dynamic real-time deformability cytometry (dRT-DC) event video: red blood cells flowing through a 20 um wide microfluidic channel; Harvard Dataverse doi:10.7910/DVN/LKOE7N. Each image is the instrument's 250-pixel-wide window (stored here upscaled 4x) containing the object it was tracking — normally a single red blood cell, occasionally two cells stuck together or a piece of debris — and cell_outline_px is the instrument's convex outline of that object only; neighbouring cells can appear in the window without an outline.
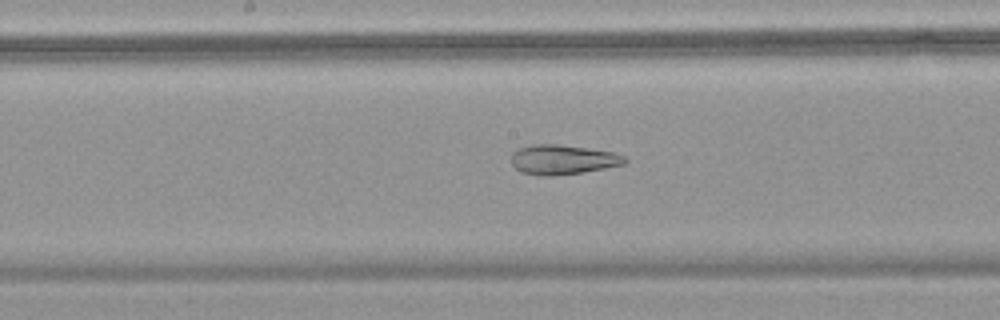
{"species": "common noctule bat (a hibernating species)", "species_latin": "Nyctalus noctula", "temperature_condition": "warm", "stored_images_in_passage": 39, "camera_frame_rate_fps": 3000, "um_per_image_px": 0.085, "animal": {"sex": "female", "body_mass_g": 18.4}, "frame": {"image": 1, "passage_image": 14, "time_ms": 4.333, "image_size_px": [1000, 320], "cell_outline_px": [[628, 160], [624, 164], [604, 168], [580, 172], [552, 176], [540, 176], [520, 172], [512, 164], [512, 152], [520, 148], [532, 144], [556, 144], [616, 152], [624, 156]], "centroid_in_image_um": [47.82, 13.56], "position_along_channel_um": 200.4, "area_um2": 19.54}}
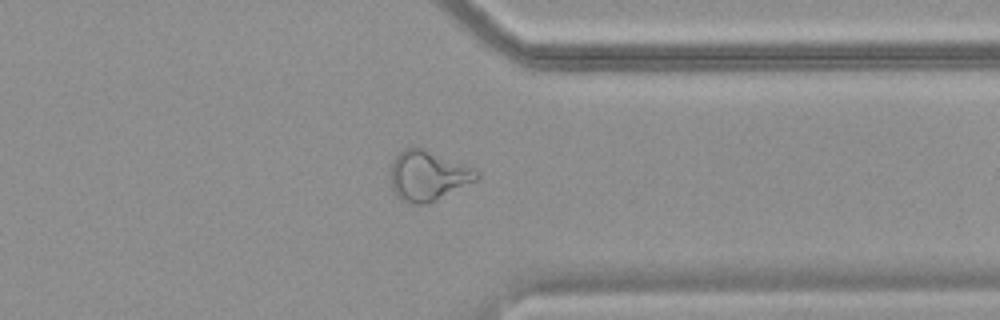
{"frame": {"image": 2, "passage_image": 28, "time_ms": 9.0, "image_size_px": [1000, 320], "cell_outline_px": [[480, 176], [476, 180], [424, 204], [408, 204], [400, 200], [392, 188], [388, 172], [392, 160], [404, 148], [420, 148], [476, 168], [480, 172]], "centroid_in_image_um": [36.32, 14.93], "position_along_channel_um": 375.1, "area_um2": 24.85}}
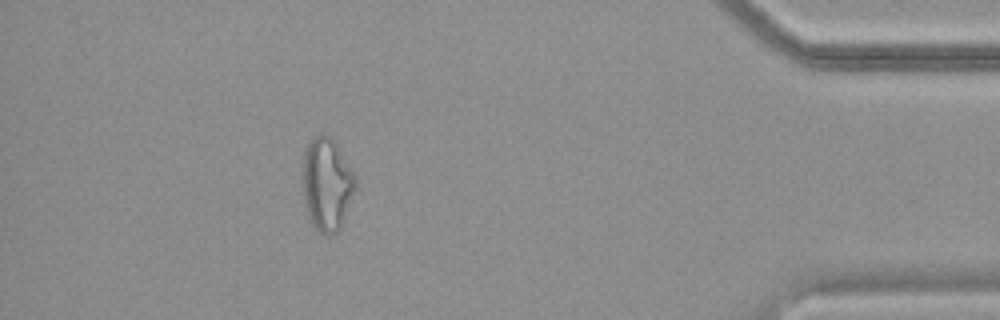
{"frame": {"image": 3, "passage_image": 34, "time_ms": 11.0, "image_size_px": [1000, 320], "cell_outline_px": [[356, 188], [340, 228], [336, 232], [328, 236], [320, 232], [312, 224], [308, 216], [304, 204], [304, 148], [312, 136], [328, 136], [336, 144], [356, 172]], "centroid_in_image_um": [27.81, 15.66], "position_along_channel_um": 407.4, "area_um2": 28.5}}